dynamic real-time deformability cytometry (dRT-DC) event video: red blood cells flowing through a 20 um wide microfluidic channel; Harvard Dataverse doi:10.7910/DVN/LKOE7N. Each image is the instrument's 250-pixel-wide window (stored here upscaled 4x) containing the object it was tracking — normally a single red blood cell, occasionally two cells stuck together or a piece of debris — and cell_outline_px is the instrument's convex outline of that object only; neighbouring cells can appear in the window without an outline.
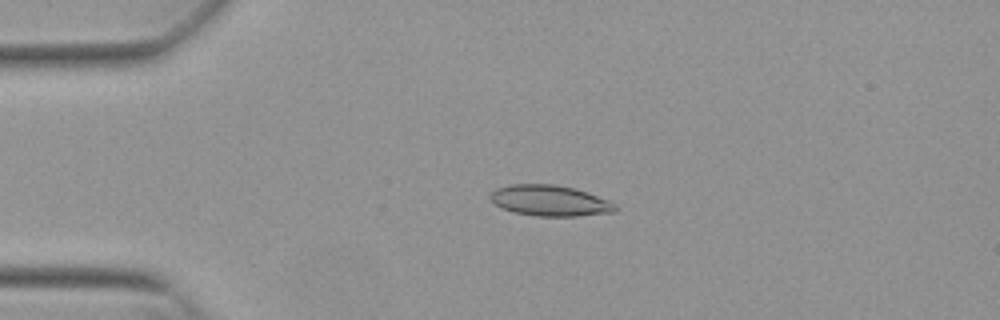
{"species": "Egyptian fruit bat (a non-hibernating species)", "species_latin": "Rousettus aegyptiacus", "temperature_condition": "warm", "stored_images_in_passage": 54, "camera_frame_rate_fps": 3000, "um_per_image_px": 0.085, "animal": {"sex": "female"}, "frame": {"image": 1, "passage_image": 13, "time_ms": 4.0, "image_size_px": [1000, 320], "cell_outline_px": [[616, 212], [576, 216], [536, 216], [512, 212], [500, 208], [488, 196], [496, 188], [508, 184], [556, 184], [576, 188], [588, 192], [608, 200], [616, 204]], "centroid_in_image_um": [46.73, 17.05], "position_along_channel_um": 38.3, "area_um2": 22.72}}
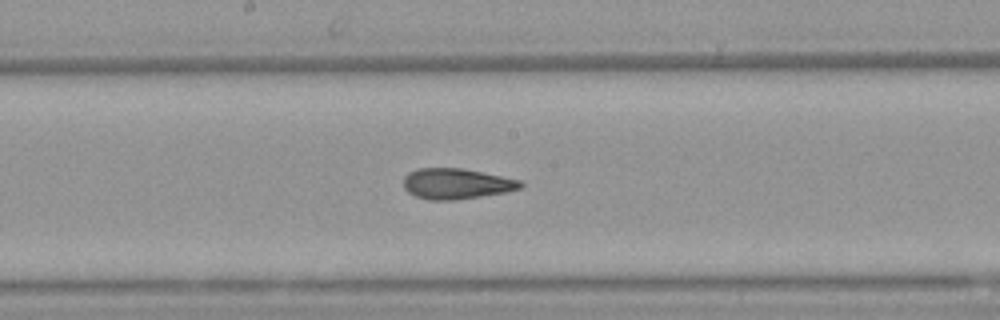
{"frame": {"image": 2, "passage_image": 29, "time_ms": 9.333, "image_size_px": [1000, 320], "cell_outline_px": [[524, 184], [520, 188], [504, 192], [456, 200], [428, 200], [416, 196], [408, 192], [404, 188], [404, 176], [408, 172], [420, 168], [460, 168], [520, 180]], "centroid_in_image_um": [38.75, 15.62], "position_along_channel_um": 209.5, "area_um2": 20.63}}
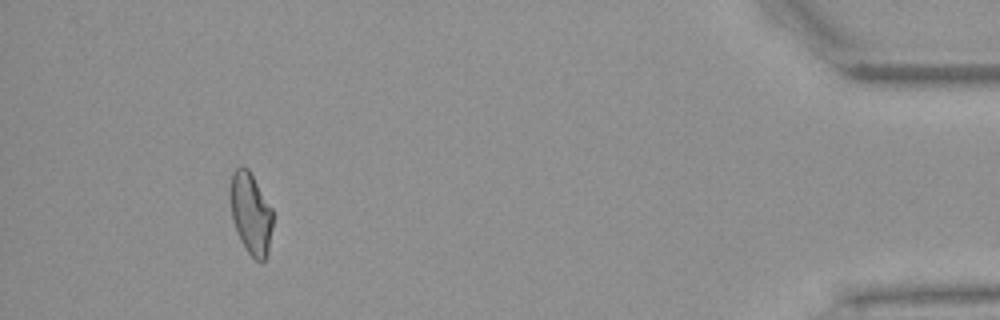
{"frame": {"image": 3, "passage_image": 50, "time_ms": 16.333, "image_size_px": [1000, 320], "cell_outline_px": [[272, 228], [268, 252], [264, 260], [260, 264], [248, 252], [240, 240], [232, 220], [228, 192], [232, 172], [240, 164], [244, 164], [248, 168], [272, 208]], "centroid_in_image_um": [21.28, 18.1], "position_along_channel_um": 413.9, "area_um2": 20.63}, "authors_computed_cell_mechanics": {"area_um2": 21.2704, "velocity_mm_per_s": 3.8569, "shape_relaxation_time_tau1_ms": null, "shape_relaxation_time_tau2_ms": 1.6967, "deformation_change_tau1": null, "deformation_change_tau2": 0.0884}}